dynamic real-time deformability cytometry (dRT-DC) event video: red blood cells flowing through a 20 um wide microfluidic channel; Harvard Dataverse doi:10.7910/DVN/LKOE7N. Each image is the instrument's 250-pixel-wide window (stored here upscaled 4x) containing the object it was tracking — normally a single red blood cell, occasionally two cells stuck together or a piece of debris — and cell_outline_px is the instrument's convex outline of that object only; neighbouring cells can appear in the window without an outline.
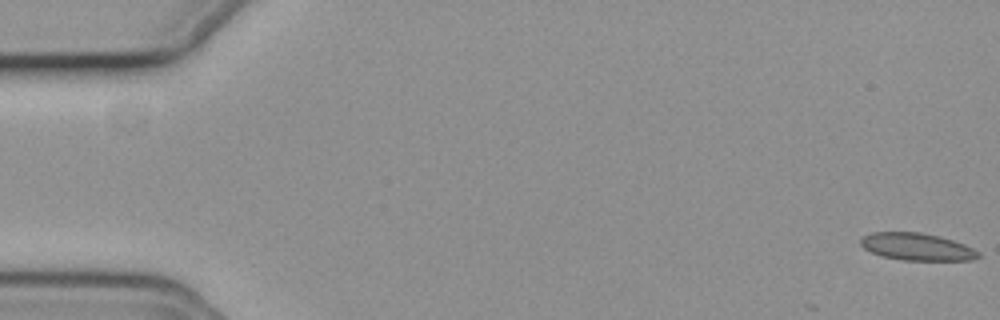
{"species": "common noctule bat (a hibernating species)", "species_latin": "Nyctalus noctula", "temperature_condition": "cold", "stored_images_in_passage": 5, "camera_frame_rate_fps": 3000, "um_per_image_px": 0.085, "animal": {"sex": "female", "body_mass_g": 19.3, "forearm_length_mm": 54.1}, "frame": {"image": 1, "passage_image": 1, "time_ms": 0.0, "image_size_px": [1000, 320], "cell_outline_px": [[980, 256], [976, 260], [900, 260], [880, 256], [864, 248], [860, 244], [860, 240], [864, 236], [872, 232], [920, 232], [952, 240], [964, 244], [980, 252]], "centroid_in_image_um": [77.93, 20.98], "position_along_channel_um": 7.1, "area_um2": 18.67}}